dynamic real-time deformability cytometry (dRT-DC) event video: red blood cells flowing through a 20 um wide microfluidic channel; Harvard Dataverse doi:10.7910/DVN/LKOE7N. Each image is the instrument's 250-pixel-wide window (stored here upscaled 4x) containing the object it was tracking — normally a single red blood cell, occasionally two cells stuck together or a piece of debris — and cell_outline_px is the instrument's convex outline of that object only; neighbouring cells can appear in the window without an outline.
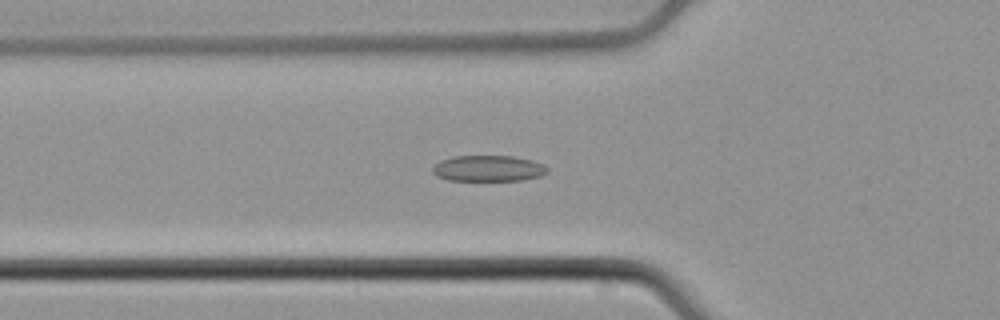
{"species": "common noctule bat (a hibernating species)", "species_latin": "Nyctalus noctula", "temperature_condition": "cold", "stored_images_in_passage": 56, "segment_of_instrument_passage": [1, 2], "camera_frame_rate_fps": 3000, "um_per_image_px": 0.085, "animal": {"sex": "male", "body_mass_g": 21.5, "forearm_length_mm": 52.0}, "frame": {"image": 1, "passage_image": 20, "time_ms": 6.333, "image_size_px": [1000, 320], "cell_outline_px": [[548, 172], [540, 176], [524, 180], [448, 180], [436, 176], [432, 172], [432, 168], [440, 160], [452, 156], [512, 156], [532, 160], [544, 164], [548, 168]], "centroid_in_image_um": [41.51, 14.31], "position_along_channel_um": 84.3, "area_um2": 17.46}}
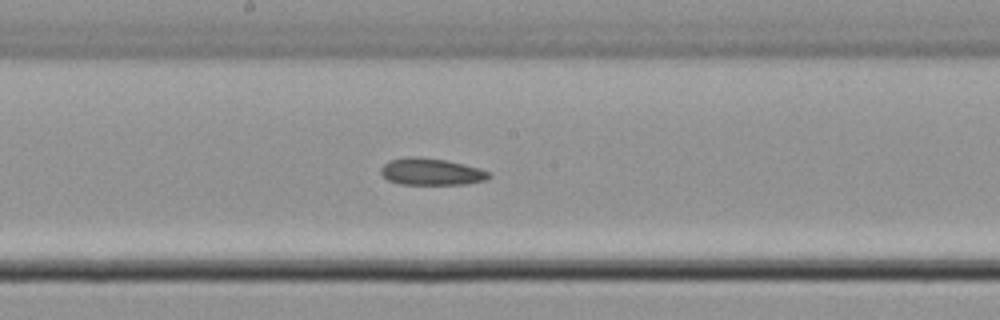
{"frame": {"image": 2, "passage_image": 30, "time_ms": 9.667, "image_size_px": [1000, 320], "cell_outline_px": [[492, 176], [484, 180], [464, 184], [400, 184], [388, 180], [380, 172], [380, 168], [388, 160], [408, 156], [420, 156], [448, 160], [480, 168], [488, 172]], "centroid_in_image_um": [36.63, 14.58], "position_along_channel_um": 211.6, "area_um2": 17.05}}
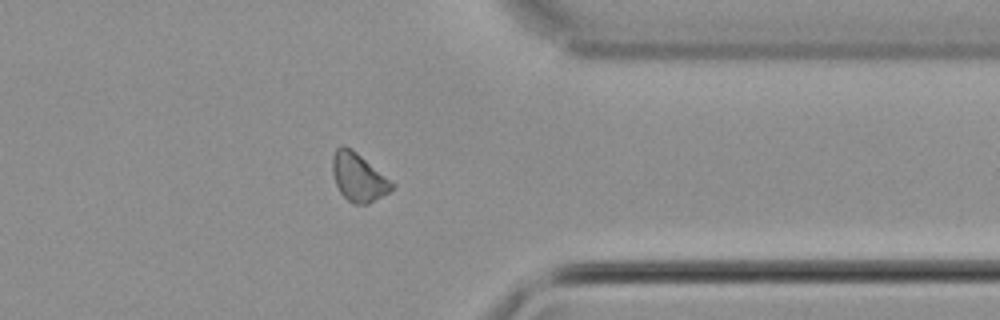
{"frame": {"image": 3, "passage_image": 44, "time_ms": 14.333, "image_size_px": [1000, 320], "cell_outline_px": [[396, 184], [388, 192], [368, 204], [352, 204], [340, 192], [336, 184], [332, 172], [332, 156], [336, 148], [340, 144], [344, 144], [352, 148]], "centroid_in_image_um": [30.45, 15.03], "position_along_channel_um": 381.0, "area_um2": 16.82}}